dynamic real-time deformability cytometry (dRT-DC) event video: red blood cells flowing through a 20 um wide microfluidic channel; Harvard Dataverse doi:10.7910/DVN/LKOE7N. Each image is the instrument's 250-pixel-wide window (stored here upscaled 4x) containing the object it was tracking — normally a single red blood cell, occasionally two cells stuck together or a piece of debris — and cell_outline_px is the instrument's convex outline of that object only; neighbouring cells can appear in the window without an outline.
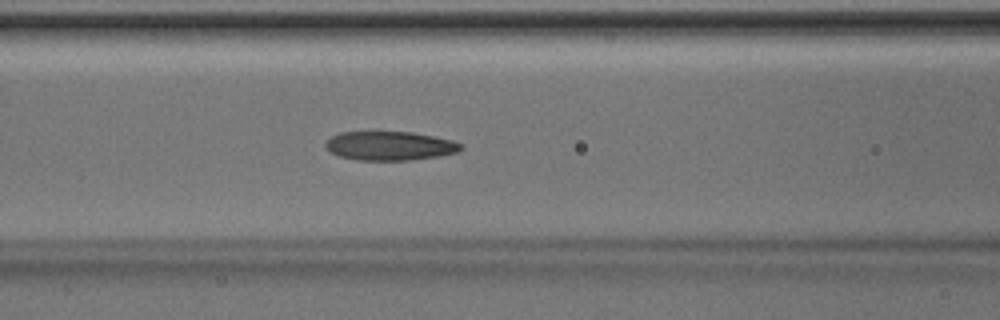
{"species": "Egyptian fruit bat (a non-hibernating species)", "species_latin": "Rousettus aegyptiacus", "temperature_condition": "room temperature", "stored_images_in_passage": 44, "segment_of_instrument_passage": [1, 2], "camera_frame_rate_fps": 3000, "um_per_image_px": 0.085, "animal": {"sex": "male"}, "frame": {"image": 1, "passage_image": 15, "time_ms": 4.667, "image_size_px": [1000, 320], "cell_outline_px": [[464, 148], [456, 152], [440, 156], [408, 160], [356, 160], [340, 156], [324, 148], [324, 144], [332, 136], [340, 132], [412, 132], [452, 140], [460, 144]], "centroid_in_image_um": [33.11, 12.4], "position_along_channel_um": 133.5, "area_um2": 22.72}}
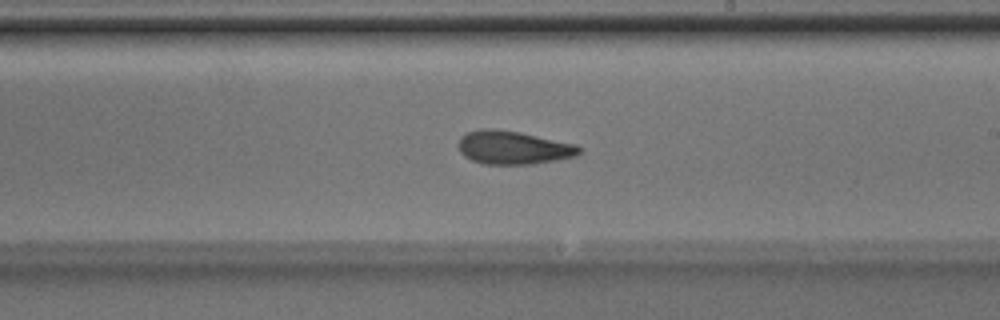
{"frame": {"image": 2, "passage_image": 23, "time_ms": 7.333, "image_size_px": [1000, 320], "cell_outline_px": [[580, 152], [576, 156], [556, 160], [532, 164], [484, 164], [472, 160], [464, 156], [460, 152], [456, 144], [460, 136], [468, 132], [480, 128], [496, 128], [520, 132], [576, 144], [580, 148]], "centroid_in_image_um": [43.57, 12.53], "position_along_channel_um": 245.4, "area_um2": 23.7}}
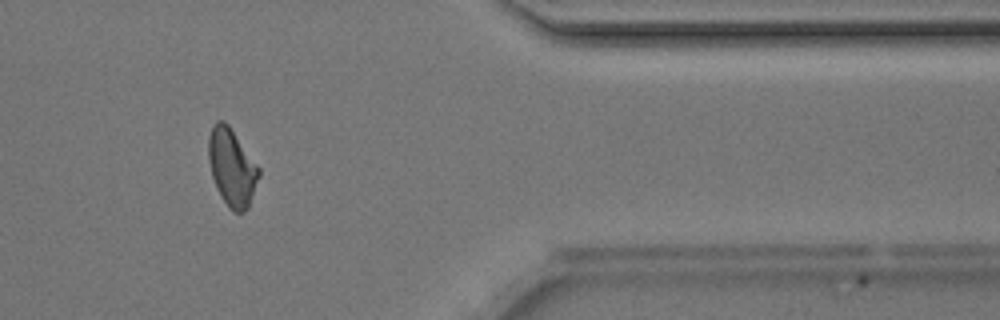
{"frame": {"image": 3, "passage_image": 35, "time_ms": 11.333, "image_size_px": [1000, 320], "cell_outline_px": [[260, 176], [248, 208], [244, 212], [232, 212], [228, 208], [220, 196], [216, 188], [212, 176], [208, 160], [208, 136], [212, 124], [216, 120], [224, 120], [228, 124], [260, 168]], "centroid_in_image_um": [19.69, 14.23], "position_along_channel_um": 391.7, "area_um2": 23.0}}